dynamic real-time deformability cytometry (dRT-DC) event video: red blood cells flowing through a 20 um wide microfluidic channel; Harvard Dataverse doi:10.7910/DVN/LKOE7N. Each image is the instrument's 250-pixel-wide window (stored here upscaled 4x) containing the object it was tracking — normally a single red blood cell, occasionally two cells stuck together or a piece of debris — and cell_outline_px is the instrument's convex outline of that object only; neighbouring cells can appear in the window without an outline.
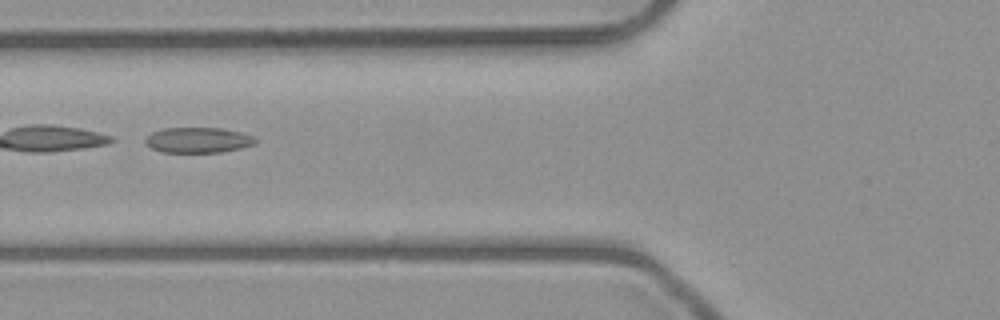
{"species": "common noctule bat (a hibernating species)", "species_latin": "Nyctalus noctula", "temperature_condition": "room temperature", "stored_images_in_passage": 6, "camera_frame_rate_fps": 3000, "um_per_image_px": 0.085, "animal": {"sex": "male", "body_mass_g": 23.1, "forearm_length_mm": 52.7}, "frame": {"image": 1, "passage_image": 5, "time_ms": 5.333, "image_size_px": [1000, 320], "cell_outline_px": [[260, 140], [256, 144], [240, 148], [220, 152], [160, 152], [152, 148], [144, 140], [152, 132], [164, 128], [220, 128], [240, 132], [256, 136]], "centroid_in_image_um": [16.9, 11.9], "position_along_channel_um": 108.9, "area_um2": 16.36}}
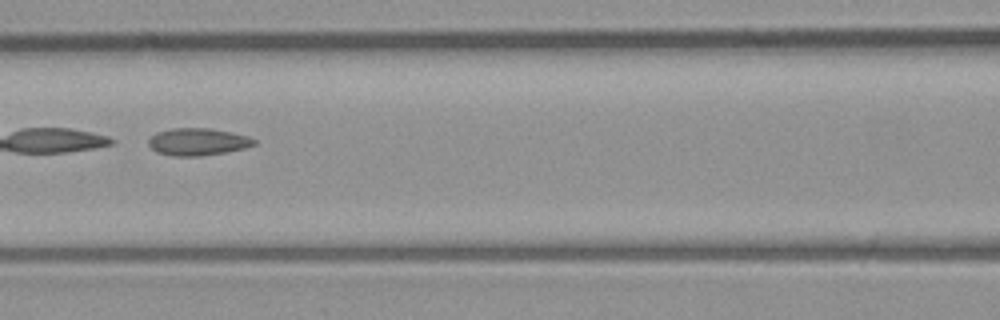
{"frame": {"image": 2, "passage_image": 6, "time_ms": 6.333, "image_size_px": [1000, 320], "cell_outline_px": [[256, 144], [244, 148], [224, 152], [200, 156], [172, 156], [156, 152], [148, 144], [148, 140], [156, 132], [172, 128], [208, 128], [248, 136], [256, 140]], "centroid_in_image_um": [16.78, 12.05], "position_along_channel_um": 149.8, "area_um2": 16.65}}